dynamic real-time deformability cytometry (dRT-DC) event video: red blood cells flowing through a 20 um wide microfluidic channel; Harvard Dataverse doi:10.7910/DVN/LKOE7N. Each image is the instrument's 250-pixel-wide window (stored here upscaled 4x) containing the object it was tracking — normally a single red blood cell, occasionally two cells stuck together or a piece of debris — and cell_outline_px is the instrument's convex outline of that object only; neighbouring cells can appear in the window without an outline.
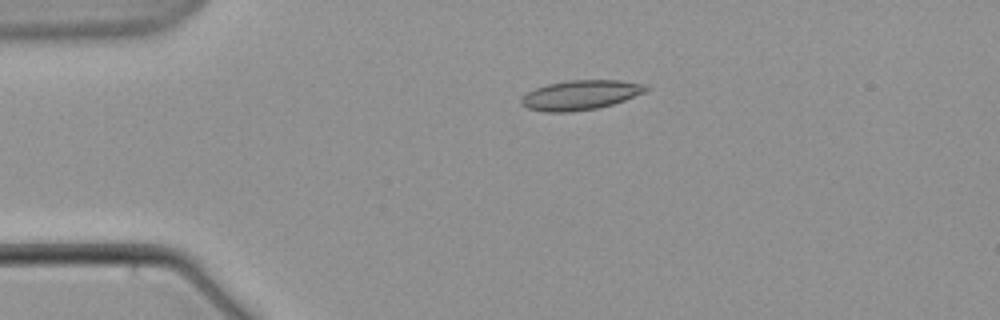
{"species": "common noctule bat (a hibernating species)", "species_latin": "Nyctalus noctula", "temperature_condition": "warm", "stored_images_in_passage": 3, "camera_frame_rate_fps": 3000, "um_per_image_px": 0.085, "animal": {"sex": "male", "body_mass_g": 21.5, "forearm_length_mm": 52.0}, "frame": {"image": 1, "passage_image": 1, "time_ms": 0.0, "image_size_px": [1000, 320], "cell_outline_px": [[648, 88], [644, 92], [624, 100], [612, 104], [596, 108], [572, 112], [544, 112], [528, 108], [520, 104], [520, 100], [528, 92], [536, 88], [548, 84], [568, 80], [620, 80], [648, 84]], "centroid_in_image_um": [49.34, 8.07], "position_along_channel_um": 35.7, "area_um2": 21.44}}
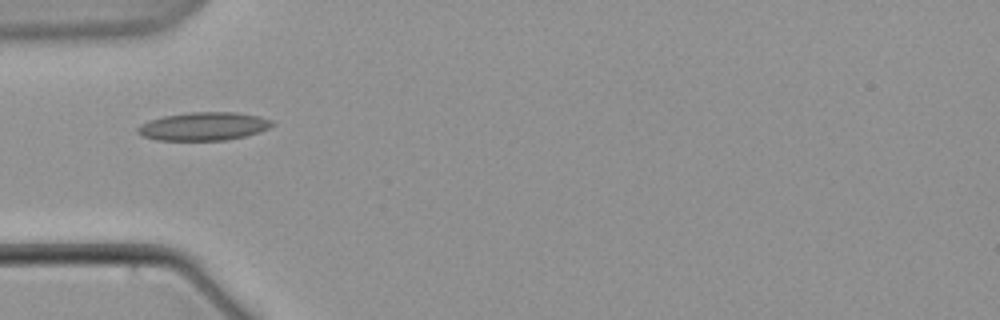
{"frame": {"image": 2, "passage_image": 2, "time_ms": 2.333, "image_size_px": [1000, 320], "cell_outline_px": [[276, 124], [268, 128], [244, 136], [224, 140], [156, 140], [140, 136], [136, 132], [136, 128], [140, 124], [148, 120], [164, 116], [188, 112], [236, 112], [260, 116], [272, 120]], "centroid_in_image_um": [17.26, 10.73], "position_along_channel_um": 67.7, "area_um2": 22.25}}
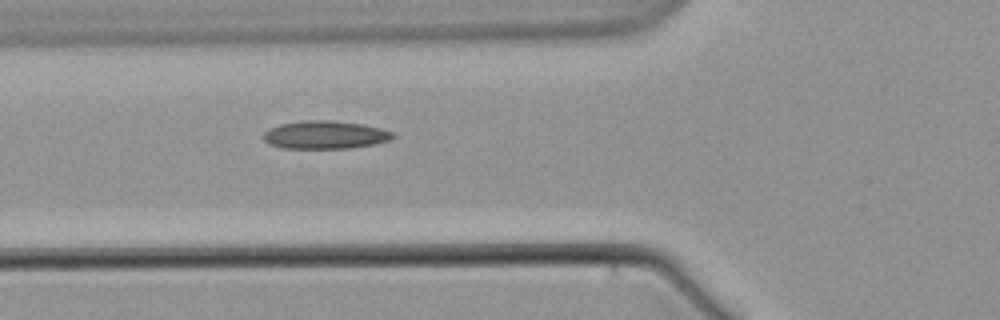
{"frame": {"image": 3, "passage_image": 3, "time_ms": 3.333, "image_size_px": [1000, 320], "cell_outline_px": [[396, 136], [388, 140], [376, 144], [348, 148], [284, 148], [268, 144], [264, 140], [264, 132], [280, 124], [304, 120], [332, 120], [360, 124], [380, 128], [396, 132]], "centroid_in_image_um": [27.66, 11.46], "position_along_channel_um": 98.1, "area_um2": 21.1}}